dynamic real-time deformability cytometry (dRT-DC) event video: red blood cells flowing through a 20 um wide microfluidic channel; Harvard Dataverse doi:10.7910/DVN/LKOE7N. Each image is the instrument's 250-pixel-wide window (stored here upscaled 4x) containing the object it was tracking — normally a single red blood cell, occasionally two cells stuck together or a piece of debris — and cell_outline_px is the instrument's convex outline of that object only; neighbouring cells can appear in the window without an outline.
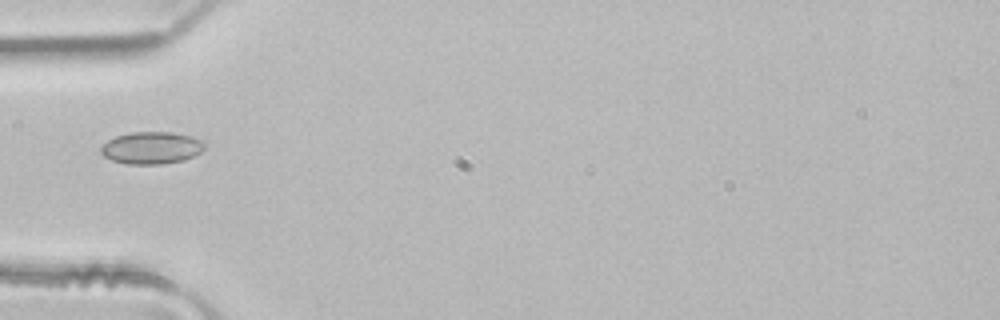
{"species": "common noctule bat (a hibernating species)", "species_latin": "Nyctalus noctula", "temperature_condition": "room temperature", "stored_images_in_passage": 4, "camera_frame_rate_fps": 3000, "um_per_image_px": 0.085, "animal": {"sex": "male", "body_mass_g": 21.5, "forearm_length_mm": 52.0}, "frame": {"image": 1, "passage_image": 4, "time_ms": 1.0, "image_size_px": [1000, 320], "cell_outline_px": [[204, 148], [200, 152], [184, 160], [160, 164], [128, 164], [112, 160], [104, 156], [100, 152], [100, 148], [108, 140], [116, 136], [132, 132], [172, 132], [192, 136], [200, 140], [204, 144]], "centroid_in_image_um": [12.86, 12.56], "position_along_channel_um": 72.1, "area_um2": 19.31}}